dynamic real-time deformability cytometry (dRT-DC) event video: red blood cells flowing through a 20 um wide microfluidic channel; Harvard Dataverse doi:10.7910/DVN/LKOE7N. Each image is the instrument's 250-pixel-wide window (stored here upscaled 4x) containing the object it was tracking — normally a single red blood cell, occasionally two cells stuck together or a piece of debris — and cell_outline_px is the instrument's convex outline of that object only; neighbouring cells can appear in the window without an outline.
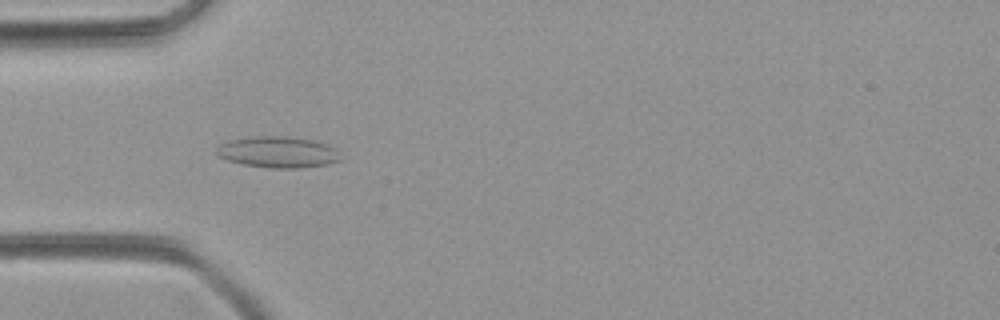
{"species": "common noctule bat (a hibernating species)", "species_latin": "Nyctalus noctula", "temperature_condition": "room temperature", "stored_images_in_passage": 40, "camera_frame_rate_fps": 3000, "um_per_image_px": 0.085, "animal": {"sex": "female", "body_mass_g": 21.9}, "frame": {"image": 1, "passage_image": 5, "time_ms": 1.333, "image_size_px": [1000, 320], "cell_outline_px": [[344, 160], [328, 164], [300, 168], [272, 168], [244, 164], [228, 160], [216, 156], [216, 148], [220, 144], [228, 140], [252, 136], [288, 136], [312, 140], [328, 144], [336, 148], [344, 156]], "centroid_in_image_um": [23.68, 12.92], "position_along_channel_um": 61.3, "area_um2": 23.0}}
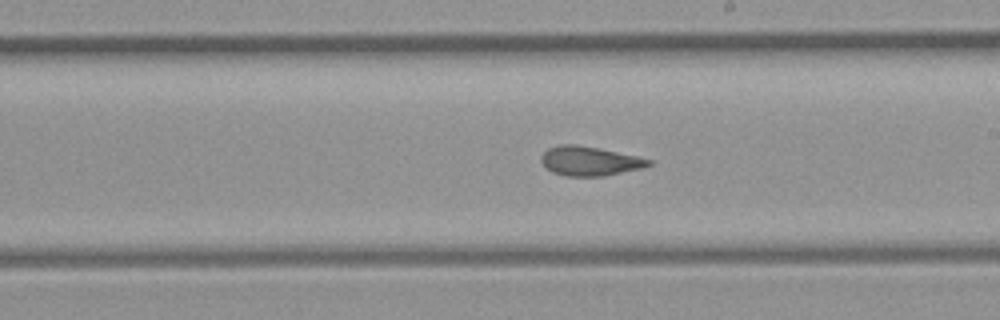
{"frame": {"image": 2, "passage_image": 18, "time_ms": 5.667, "image_size_px": [1000, 320], "cell_outline_px": [[652, 164], [644, 168], [604, 176], [564, 176], [552, 172], [540, 160], [540, 156], [548, 148], [560, 144], [576, 144], [600, 148], [636, 156], [652, 160]], "centroid_in_image_um": [50.13, 13.69], "position_along_channel_um": 238.9, "area_um2": 18.44}}
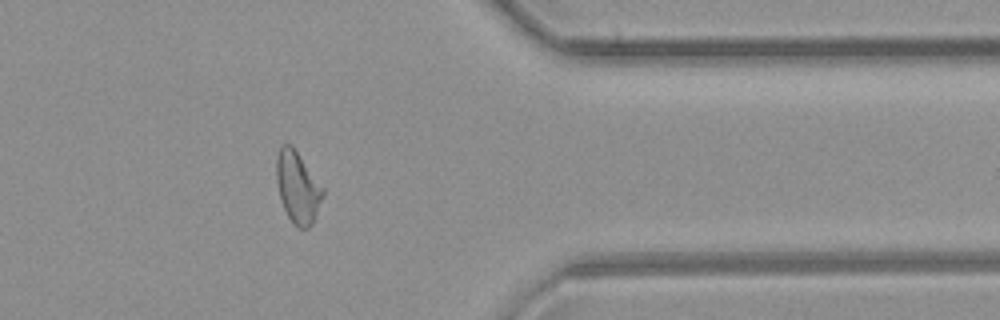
{"frame": {"image": 3, "passage_image": 30, "time_ms": 9.667, "image_size_px": [1000, 320], "cell_outline_px": [[324, 196], [312, 224], [308, 228], [296, 228], [292, 224], [284, 208], [280, 196], [276, 180], [276, 156], [280, 148], [284, 144], [292, 144], [324, 188]], "centroid_in_image_um": [25.31, 15.92], "position_along_channel_um": 386.1, "area_um2": 19.48}}